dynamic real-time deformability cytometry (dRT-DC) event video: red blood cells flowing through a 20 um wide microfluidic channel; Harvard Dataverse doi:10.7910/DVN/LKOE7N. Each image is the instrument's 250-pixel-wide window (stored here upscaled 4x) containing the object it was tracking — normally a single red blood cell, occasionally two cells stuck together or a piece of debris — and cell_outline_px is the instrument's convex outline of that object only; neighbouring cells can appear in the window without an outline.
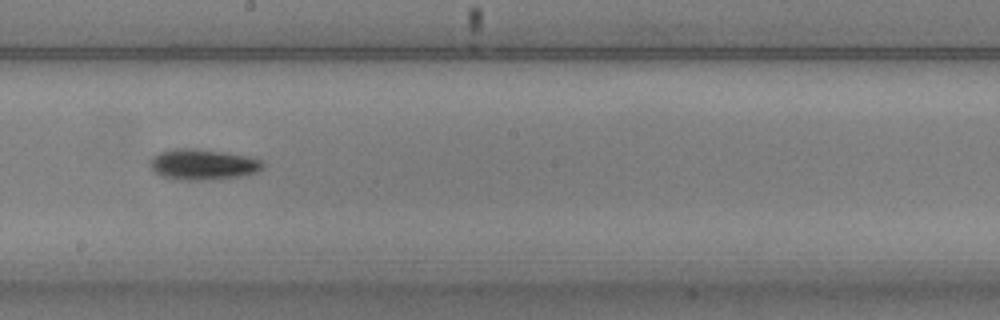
{"species": "common noctule bat (a hibernating species)", "species_latin": "Nyctalus noctula", "temperature_condition": "warm", "stored_images_in_passage": 22, "camera_frame_rate_fps": 3000, "um_per_image_px": 0.085, "animal": {"sex": "male", "body_mass_g": 20.5, "forearm_length_mm": 52.5}, "frame": {"image": 1, "passage_image": 19, "time_ms": 6.0, "image_size_px": [1000, 320], "cell_outline_px": [[264, 168], [256, 172], [240, 176], [212, 180], [180, 180], [160, 176], [148, 164], [148, 160], [152, 156], [160, 152], [172, 148], [196, 148], [224, 152], [244, 156], [260, 160], [264, 164]], "centroid_in_image_um": [17.18, 13.98], "position_along_channel_um": 231.0, "area_um2": 20.35}}